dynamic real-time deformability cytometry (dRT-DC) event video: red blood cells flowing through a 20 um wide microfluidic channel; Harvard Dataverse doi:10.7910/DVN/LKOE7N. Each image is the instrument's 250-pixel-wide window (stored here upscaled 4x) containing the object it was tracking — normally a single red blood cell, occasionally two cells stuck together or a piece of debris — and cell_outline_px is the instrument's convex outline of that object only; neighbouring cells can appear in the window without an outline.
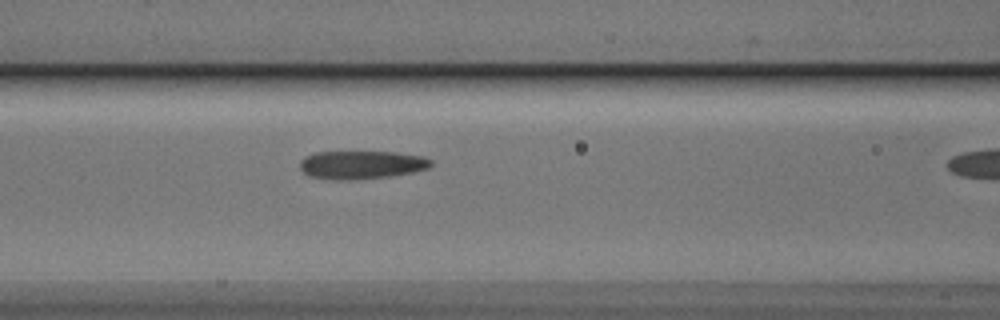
{"species": "Egyptian fruit bat (a non-hibernating species)", "species_latin": "Rousettus aegyptiacus", "temperature_condition": "cold", "stored_images_in_passage": 11, "camera_frame_rate_fps": 3000, "um_per_image_px": 0.085, "animal": {"sex": "male"}, "frame": {"image": 1, "passage_image": 10, "time_ms": 3.0, "image_size_px": [1000, 320], "cell_outline_px": [[432, 164], [428, 168], [412, 172], [388, 176], [356, 180], [332, 180], [308, 176], [300, 168], [300, 160], [304, 156], [316, 152], [396, 152], [424, 156], [432, 160]], "centroid_in_image_um": [30.7, 14.01], "position_along_channel_um": 135.9, "area_um2": 21.73}}